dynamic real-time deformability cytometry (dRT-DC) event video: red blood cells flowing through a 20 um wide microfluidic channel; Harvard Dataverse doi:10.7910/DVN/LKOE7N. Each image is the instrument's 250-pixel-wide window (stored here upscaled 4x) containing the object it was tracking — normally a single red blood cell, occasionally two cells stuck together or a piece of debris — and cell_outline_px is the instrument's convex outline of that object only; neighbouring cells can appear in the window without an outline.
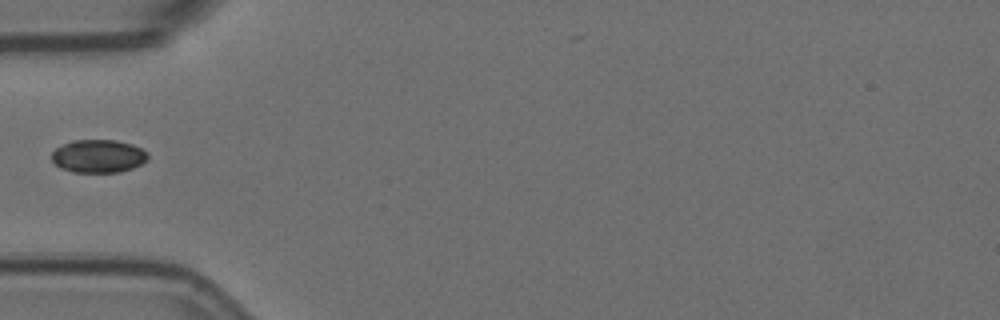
{"species": "Egyptian fruit bat (a non-hibernating species)", "species_latin": "Rousettus aegyptiacus", "temperature_condition": "room temperature", "stored_images_in_passage": 5, "segment_of_instrument_passage": [2, 2], "camera_frame_rate_fps": 3000, "um_per_image_px": 0.085, "animal": {"sex": "female"}, "frame": {"image": 1, "passage_image": 4, "time_ms": 1.0, "image_size_px": [1000, 320], "cell_outline_px": [[148, 160], [132, 168], [120, 172], [72, 172], [60, 168], [52, 160], [52, 152], [56, 148], [72, 140], [116, 140], [132, 144], [148, 152]], "centroid_in_image_um": [8.37, 13.27], "position_along_channel_um": 76.6, "area_um2": 18.55}}